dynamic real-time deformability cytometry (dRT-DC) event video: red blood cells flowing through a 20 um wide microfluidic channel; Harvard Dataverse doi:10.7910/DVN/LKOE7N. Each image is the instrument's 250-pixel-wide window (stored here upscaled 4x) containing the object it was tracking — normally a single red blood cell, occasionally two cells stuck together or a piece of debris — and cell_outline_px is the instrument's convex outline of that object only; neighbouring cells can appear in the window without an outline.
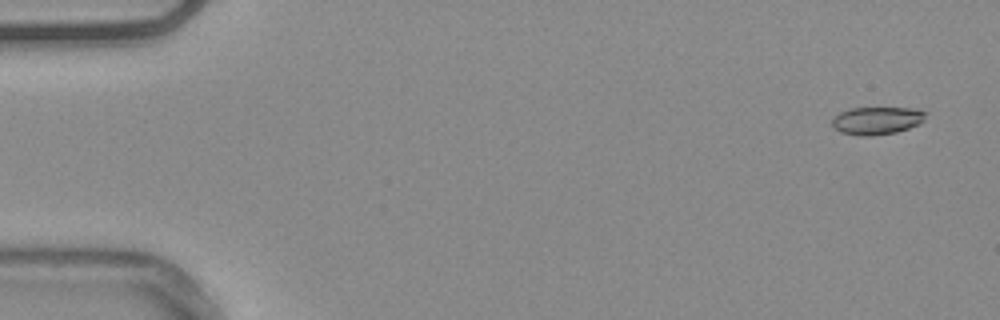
{"species": "common noctule bat (a hibernating species)", "species_latin": "Nyctalus noctula", "temperature_condition": "warm", "stored_images_in_passage": 55, "camera_frame_rate_fps": 3000, "um_per_image_px": 0.085, "animal": {"sex": "male", "body_mass_g": 20.4}, "frame": {"image": 1, "passage_image": 3, "time_ms": 0.667, "image_size_px": [1000, 320], "cell_outline_px": [[928, 112], [924, 120], [920, 124], [896, 132], [872, 136], [860, 136], [840, 132], [832, 124], [832, 116], [840, 112], [852, 108], [916, 108]], "centroid_in_image_um": [74.56, 10.24], "position_along_channel_um": 10.4, "area_um2": 15.26}}
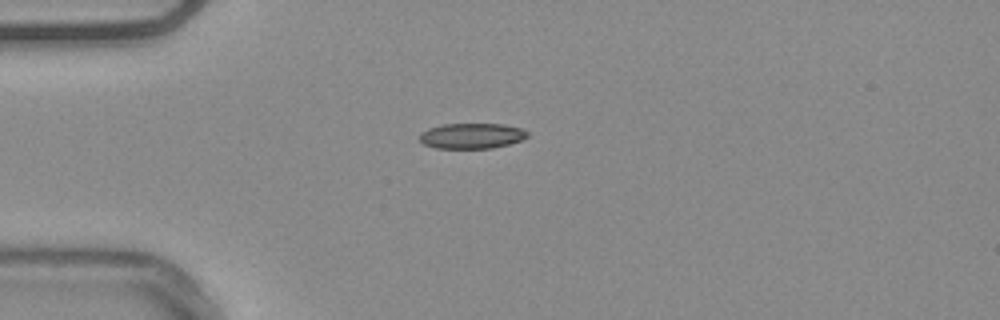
{"frame": {"image": 2, "passage_image": 15, "time_ms": 4.667, "image_size_px": [1000, 320], "cell_outline_px": [[528, 136], [520, 140], [508, 144], [492, 148], [436, 148], [424, 144], [420, 140], [420, 132], [428, 128], [444, 124], [504, 124], [524, 128], [528, 132]], "centroid_in_image_um": [40.11, 11.54], "position_along_channel_um": 44.9, "area_um2": 16.01}}
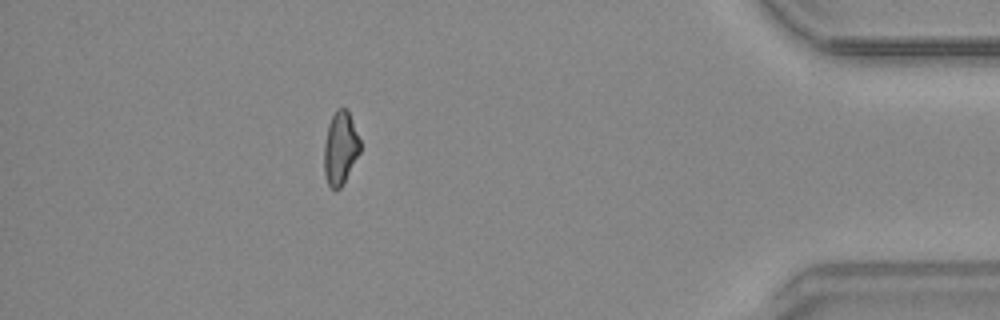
{"frame": {"image": 3, "passage_image": 49, "time_ms": 16.0, "image_size_px": [1000, 320], "cell_outline_px": [[360, 152], [340, 188], [336, 192], [328, 184], [324, 176], [324, 144], [328, 124], [336, 108], [344, 108], [348, 112], [360, 140]], "centroid_in_image_um": [28.9, 12.61], "position_along_channel_um": 406.3, "area_um2": 15.2}, "authors_computed_cell_mechanics": {"area_um2": 16.0106, "velocity_mm_per_s": 3.7731, "shape_relaxation_time_tau1_ms": null, "shape_relaxation_time_tau2_ms": 4.7002, "deformation_change_tau1": null, "deformation_change_tau2": 0.111}}